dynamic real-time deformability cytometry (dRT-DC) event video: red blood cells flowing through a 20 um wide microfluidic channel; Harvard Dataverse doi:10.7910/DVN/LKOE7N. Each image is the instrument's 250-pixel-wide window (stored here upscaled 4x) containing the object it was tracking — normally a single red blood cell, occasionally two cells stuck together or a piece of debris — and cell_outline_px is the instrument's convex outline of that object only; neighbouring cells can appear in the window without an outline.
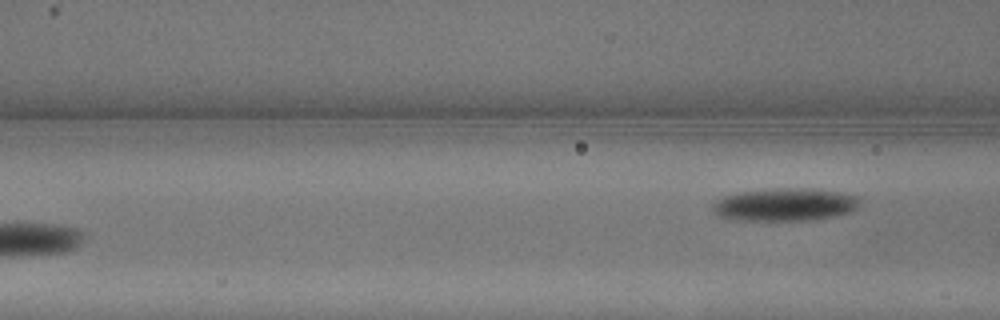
{"species": "common noctule bat (a hibernating species)", "species_latin": "Nyctalus noctula", "temperature_condition": "warm", "stored_images_in_passage": 13, "camera_frame_rate_fps": 3000, "um_per_image_px": 0.085, "animal": {"sex": "male", "body_mass_g": 13.3}, "frame": {"image": 1, "passage_image": 13, "time_ms": 4.0, "image_size_px": [1000, 320], "cell_outline_px": [[860, 204], [852, 212], [812, 220], [736, 220], [716, 216], [712, 212], [712, 204], [716, 200], [724, 196], [736, 192], [772, 188], [812, 188], [840, 192], [860, 196]], "centroid_in_image_um": [66.7, 17.38], "position_along_channel_um": 99.9, "area_um2": 28.61}}